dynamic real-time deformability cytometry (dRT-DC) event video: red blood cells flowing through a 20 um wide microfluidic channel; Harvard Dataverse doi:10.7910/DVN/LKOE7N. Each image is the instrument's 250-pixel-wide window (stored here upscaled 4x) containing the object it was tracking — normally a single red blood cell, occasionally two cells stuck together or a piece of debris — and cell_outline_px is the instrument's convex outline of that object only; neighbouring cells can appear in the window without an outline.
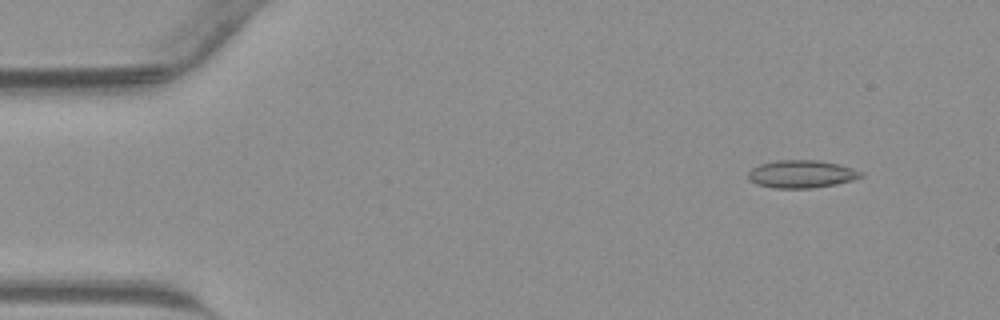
{"species": "common noctule bat (a hibernating species)", "species_latin": "Nyctalus noctula", "temperature_condition": "warm", "stored_images_in_passage": 43, "camera_frame_rate_fps": 3000, "um_per_image_px": 0.085, "animal": {"sex": "male", "body_mass_g": 23.1, "forearm_length_mm": 52.7}, "frame": {"image": 1, "passage_image": 4, "time_ms": 1.0, "image_size_px": [1000, 320], "cell_outline_px": [[864, 176], [852, 180], [836, 184], [812, 188], [772, 188], [756, 184], [748, 180], [748, 172], [752, 168], [760, 164], [776, 160], [820, 160], [840, 164], [864, 172]], "centroid_in_image_um": [68.13, 14.79], "position_along_channel_um": 16.9, "area_um2": 18.44}}
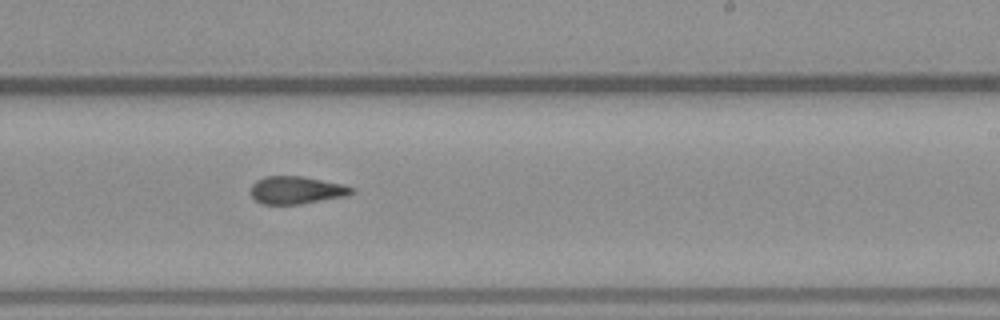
{"frame": {"image": 2, "passage_image": 26, "time_ms": 8.333, "image_size_px": [1000, 320], "cell_outline_px": [[356, 192], [348, 196], [300, 204], [260, 204], [248, 192], [252, 184], [256, 180], [264, 176], [300, 176], [344, 184], [356, 188]], "centroid_in_image_um": [25.21, 16.16], "position_along_channel_um": 263.8, "area_um2": 16.59}}
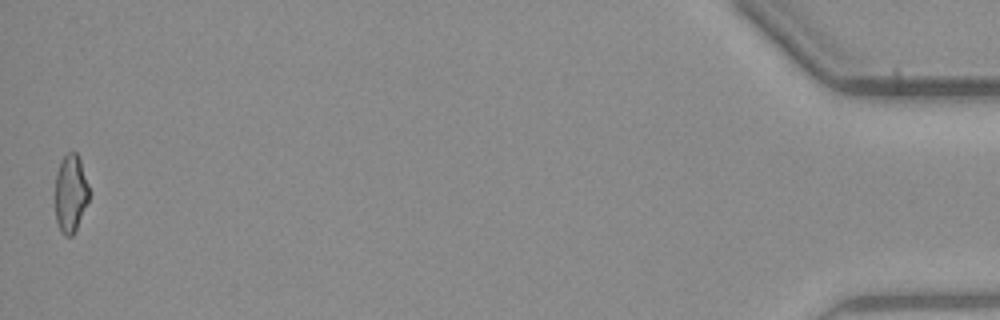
{"frame": {"image": 3, "passage_image": 43, "time_ms": 14.0, "image_size_px": [1000, 320], "cell_outline_px": [[88, 200], [76, 228], [72, 236], [64, 236], [60, 232], [56, 220], [56, 172], [60, 160], [68, 152], [76, 152], [80, 160], [88, 184]], "centroid_in_image_um": [5.98, 16.43], "position_along_channel_um": 429.2, "area_um2": 15.14}}